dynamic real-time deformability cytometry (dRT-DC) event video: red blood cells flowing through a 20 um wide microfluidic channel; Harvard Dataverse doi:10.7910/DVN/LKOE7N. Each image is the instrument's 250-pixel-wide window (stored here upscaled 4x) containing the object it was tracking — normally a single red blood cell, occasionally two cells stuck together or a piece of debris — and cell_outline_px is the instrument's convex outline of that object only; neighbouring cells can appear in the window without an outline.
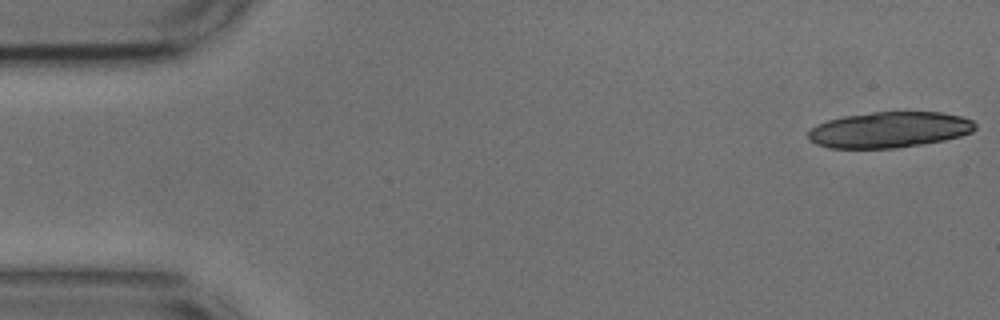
{"species": "common noctule bat (a hibernating species)", "species_latin": "Nyctalus noctula", "temperature_condition": "cold", "stored_images_in_passage": 7, "camera_frame_rate_fps": 3000, "um_per_image_px": 0.085, "animal": {"sex": "male", "body_mass_g": 17.9, "forearm_length_mm": 54.2}, "frame": {"image": 1, "passage_image": 1, "time_ms": 0.0, "image_size_px": [1000, 320], "cell_outline_px": [[976, 128], [972, 132], [960, 136], [944, 140], [924, 144], [896, 148], [828, 148], [816, 144], [808, 140], [808, 132], [816, 124], [828, 120], [844, 116], [872, 112], [940, 112], [960, 116], [972, 120], [976, 124]], "centroid_in_image_um": [75.58, 11.03], "position_along_channel_um": 9.4, "area_um2": 35.03}}